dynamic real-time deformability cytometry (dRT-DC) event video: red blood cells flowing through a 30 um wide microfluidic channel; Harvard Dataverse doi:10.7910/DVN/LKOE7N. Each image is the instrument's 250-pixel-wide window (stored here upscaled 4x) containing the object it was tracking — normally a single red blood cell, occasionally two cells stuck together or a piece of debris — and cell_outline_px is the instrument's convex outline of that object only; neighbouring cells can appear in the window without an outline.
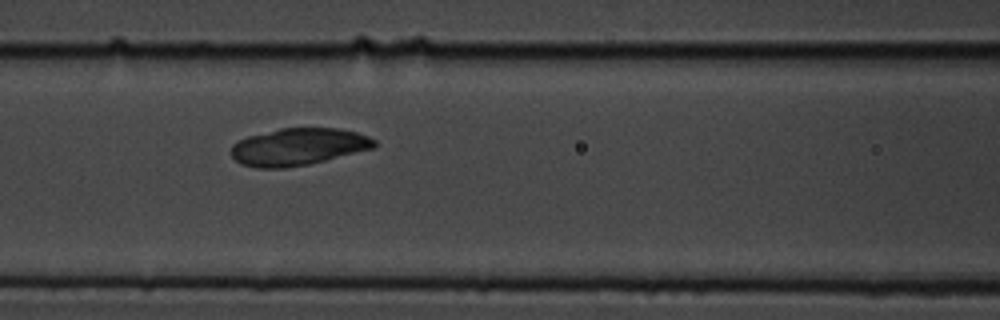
{"species": "common noctule bat (a hibernating species)", "species_latin": "Nyctalus noctula", "temperature_condition": "cold", "stored_images_in_passage": 52, "camera_frame_rate_fps": 3000, "um_per_image_px": 0.085, "animal": {"sex": "male", "body_mass_g": 19.5, "forearm_length_mm": 54.6}, "frame": {"image": 1, "passage_image": 20, "time_ms": 6.333, "image_size_px": [1000, 320], "cell_outline_px": [[376, 148], [308, 164], [284, 168], [256, 168], [240, 164], [232, 156], [232, 144], [248, 136], [280, 128], [340, 128], [356, 132], [368, 136], [376, 140]], "centroid_in_image_um": [25.37, 12.47], "position_along_channel_um": 141.2, "area_um2": 31.04}}
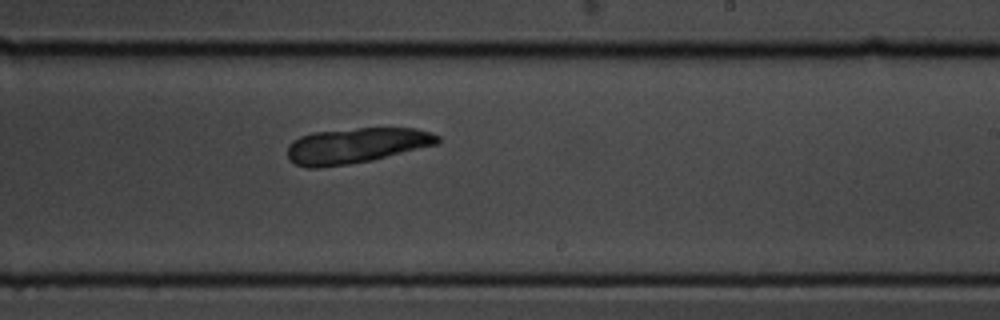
{"frame": {"image": 2, "passage_image": 30, "time_ms": 9.667, "image_size_px": [1000, 320], "cell_outline_px": [[440, 144], [372, 160], [348, 164], [320, 168], [308, 168], [296, 164], [288, 160], [288, 144], [292, 140], [300, 136], [312, 132], [356, 128], [416, 128], [432, 132], [440, 136]], "centroid_in_image_um": [30.29, 12.37], "position_along_channel_um": 258.7, "area_um2": 31.39}}
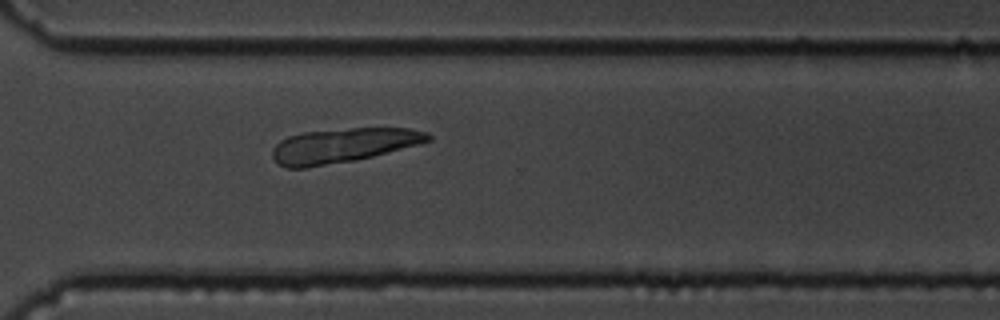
{"frame": {"image": 3, "passage_image": 37, "time_ms": 12.0, "image_size_px": [1000, 320], "cell_outline_px": [[432, 140], [372, 156], [356, 160], [308, 168], [288, 168], [280, 164], [272, 156], [272, 152], [276, 144], [280, 140], [288, 136], [304, 132], [352, 128], [408, 128], [428, 132], [432, 136]], "centroid_in_image_um": [29.15, 12.36], "position_along_channel_um": 341.4, "area_um2": 31.04}}